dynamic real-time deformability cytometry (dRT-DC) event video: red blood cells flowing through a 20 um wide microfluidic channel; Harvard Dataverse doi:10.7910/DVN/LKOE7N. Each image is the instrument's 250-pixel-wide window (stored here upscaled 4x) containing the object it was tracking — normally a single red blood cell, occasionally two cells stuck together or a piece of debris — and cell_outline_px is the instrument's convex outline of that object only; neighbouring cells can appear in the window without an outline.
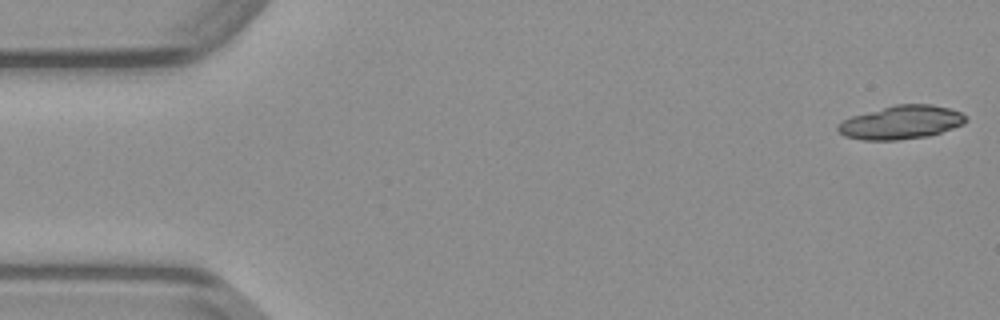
{"species": "common noctule bat (a hibernating species)", "species_latin": "Nyctalus noctula", "temperature_condition": "warm", "stored_images_in_passage": 48, "camera_frame_rate_fps": 3000, "um_per_image_px": 0.085, "animal": {"sex": "male", "body_mass_g": 23.1, "forearm_length_mm": 52.7}, "frame": {"image": 1, "passage_image": 1, "time_ms": 0.0, "image_size_px": [1000, 320], "cell_outline_px": [[968, 120], [964, 124], [928, 136], [896, 140], [864, 140], [844, 136], [836, 128], [836, 124], [852, 116], [896, 104], [932, 104], [948, 108], [960, 112], [968, 116]], "centroid_in_image_um": [76.61, 10.4], "position_along_channel_um": 8.4, "area_um2": 24.91}}
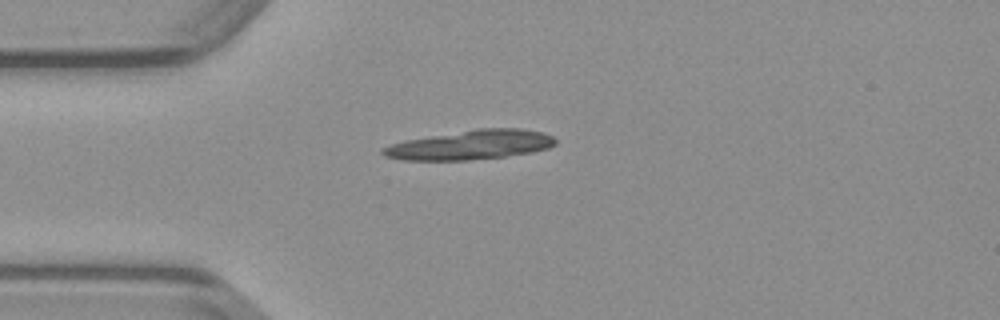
{"frame": {"image": 2, "passage_image": 12, "time_ms": 3.667, "image_size_px": [1000, 320], "cell_outline_px": [[556, 144], [548, 148], [532, 152], [504, 156], [468, 160], [404, 160], [384, 156], [380, 152], [380, 148], [388, 144], [404, 140], [476, 128], [520, 128], [544, 132], [552, 136], [556, 140]], "centroid_in_image_um": [39.96, 12.3], "position_along_channel_um": 45.0, "area_um2": 29.77}}